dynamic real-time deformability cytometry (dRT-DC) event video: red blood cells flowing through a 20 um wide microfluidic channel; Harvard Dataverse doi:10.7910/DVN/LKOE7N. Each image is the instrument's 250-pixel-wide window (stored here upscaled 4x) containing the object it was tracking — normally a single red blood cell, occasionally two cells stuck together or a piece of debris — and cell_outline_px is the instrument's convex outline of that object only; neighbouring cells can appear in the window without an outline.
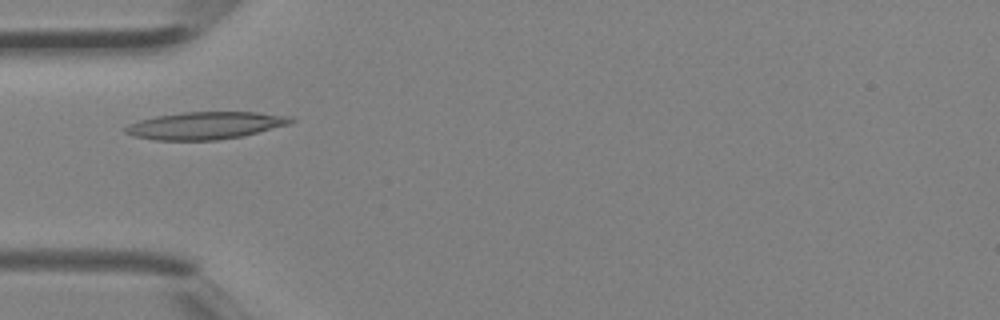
{"species": "Egyptian fruit bat (a non-hibernating species)", "species_latin": "Rousettus aegyptiacus", "temperature_condition": "room temperature", "stored_images_in_passage": 3, "camera_frame_rate_fps": 3000, "um_per_image_px": 0.085, "animal": {"sex": "female"}, "frame": {"image": 1, "passage_image": 3, "time_ms": 0.667, "image_size_px": [1000, 320], "cell_outline_px": [[296, 120], [288, 124], [244, 136], [216, 140], [156, 140], [136, 136], [124, 132], [124, 128], [128, 124], [140, 120], [156, 116], [184, 112], [256, 112], [292, 116]], "centroid_in_image_um": [17.48, 10.66], "position_along_channel_um": 67.5, "area_um2": 26.3}}